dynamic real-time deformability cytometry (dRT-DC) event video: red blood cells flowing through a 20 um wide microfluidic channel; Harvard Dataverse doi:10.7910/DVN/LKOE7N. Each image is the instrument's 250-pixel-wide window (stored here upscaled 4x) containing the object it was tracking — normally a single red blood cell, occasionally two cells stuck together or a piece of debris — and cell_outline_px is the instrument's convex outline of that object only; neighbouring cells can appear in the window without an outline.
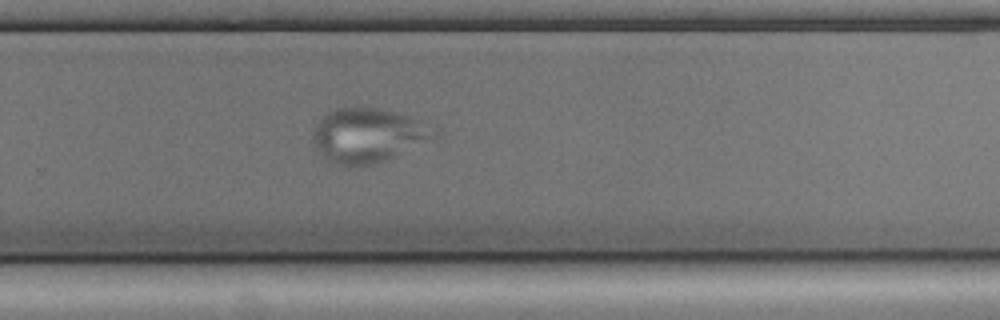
{"species": "common noctule bat (a hibernating species)", "species_latin": "Nyctalus noctula", "temperature_condition": "cold", "stored_images_in_passage": 47, "camera_frame_rate_fps": 3000, "um_per_image_px": 0.085, "animal": {"sex": "male", "body_mass_g": 17.9, "forearm_length_mm": 54.2}, "frame": {"image": 1, "passage_image": 35, "time_ms": 11.333, "image_size_px": [1000, 320], "cell_outline_px": [[428, 132], [424, 136], [392, 156], [384, 160], [372, 164], [332, 164], [320, 152], [312, 140], [312, 132], [316, 124], [328, 112], [336, 108], [372, 108], [392, 112], [408, 116], [420, 120]], "centroid_in_image_um": [31.0, 11.48], "position_along_channel_um": 298.8, "area_um2": 35.37}}